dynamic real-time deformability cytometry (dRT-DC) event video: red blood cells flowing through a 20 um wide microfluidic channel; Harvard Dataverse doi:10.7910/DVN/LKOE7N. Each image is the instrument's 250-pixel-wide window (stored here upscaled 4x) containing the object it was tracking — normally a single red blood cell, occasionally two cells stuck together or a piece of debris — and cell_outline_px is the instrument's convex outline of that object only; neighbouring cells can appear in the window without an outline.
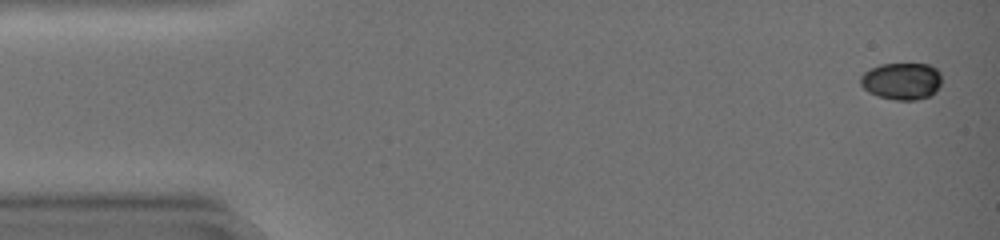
{"species": "common noctule bat (a hibernating species)", "species_latin": "Nyctalus noctula", "temperature_condition": "warm", "stored_images_in_passage": 46, "camera_frame_rate_fps": 3000, "um_per_image_px": 0.085, "animal": {"sex": "female", "body_mass_g": 19.0, "forearm_length_mm": 51.5}, "frame": {"image": 1, "passage_image": 2, "time_ms": 0.333, "image_size_px": [1000, 240], "cell_outline_px": [[940, 88], [936, 92], [928, 96], [916, 100], [896, 100], [876, 96], [868, 92], [860, 84], [860, 76], [868, 68], [880, 64], [928, 64], [936, 68], [940, 72]], "centroid_in_image_um": [76.62, 6.89], "position_along_channel_um": 8.4, "area_um2": 17.74}}
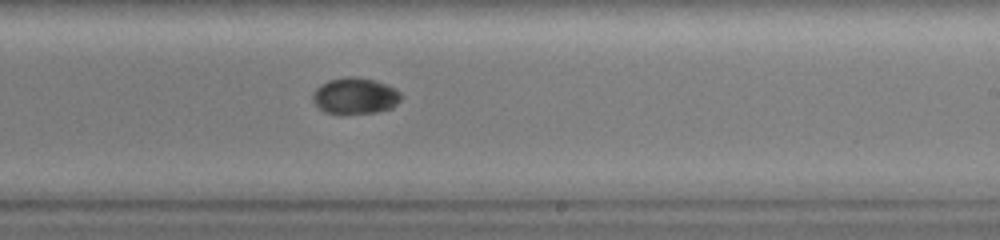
{"frame": {"image": 2, "passage_image": 29, "time_ms": 9.333, "image_size_px": [1000, 240], "cell_outline_px": [[400, 100], [392, 108], [376, 112], [324, 112], [312, 100], [312, 92], [320, 84], [328, 80], [344, 76], [356, 76], [376, 80], [400, 92]], "centroid_in_image_um": [30.15, 8.11], "position_along_channel_um": 258.9, "area_um2": 18.38}}
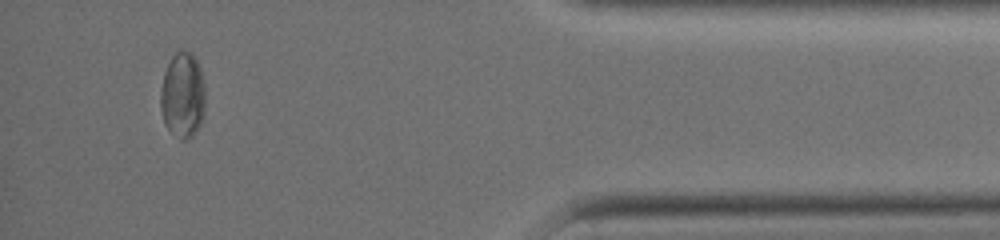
{"frame": {"image": 3, "passage_image": 43, "time_ms": 14.0, "image_size_px": [1000, 240], "cell_outline_px": [[204, 116], [200, 124], [192, 136], [184, 140], [180, 140], [164, 124], [160, 108], [160, 92], [164, 72], [172, 56], [176, 52], [192, 52], [200, 68], [204, 84]], "centroid_in_image_um": [15.52, 8.12], "position_along_channel_um": 419.7, "area_um2": 22.31}, "authors_computed_cell_mechanics": {"area_um2": 18.7272, "velocity_mm_per_s": 4.2461, "shape_relaxation_time_tau1_ms": 3.1909, "shape_relaxation_time_tau2_ms": null, "deformation_change_tau1": 0.1409, "deformation_change_tau2": null}}